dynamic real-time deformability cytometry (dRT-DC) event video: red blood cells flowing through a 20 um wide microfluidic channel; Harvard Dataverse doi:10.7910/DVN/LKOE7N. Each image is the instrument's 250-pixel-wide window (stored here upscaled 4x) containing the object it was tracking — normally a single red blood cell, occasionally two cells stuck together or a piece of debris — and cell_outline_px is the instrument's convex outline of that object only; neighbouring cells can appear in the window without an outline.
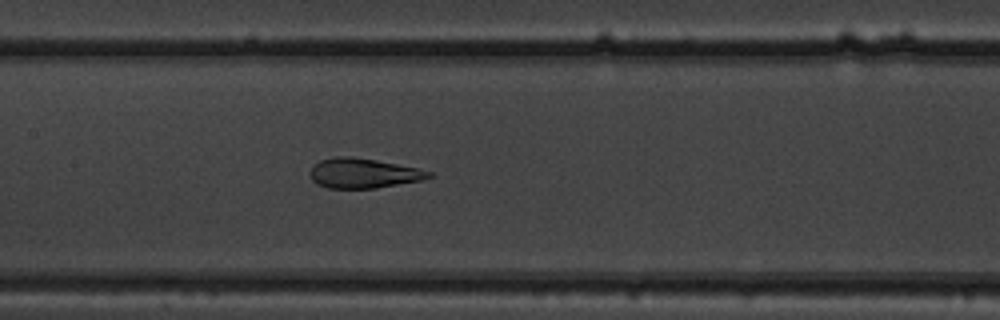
{"species": "common noctule bat (a hibernating species)", "species_latin": "Nyctalus noctula", "temperature_condition": "warm", "stored_images_in_passage": 36, "camera_frame_rate_fps": 3000, "um_per_image_px": 0.085, "animal": {"sex": "male", "body_mass_g": 19.5, "forearm_length_mm": 54.6}, "frame": {"image": 1, "passage_image": 15, "time_ms": 4.667, "image_size_px": [1000, 320], "cell_outline_px": [[432, 176], [424, 180], [376, 188], [328, 188], [316, 184], [312, 180], [308, 172], [312, 164], [320, 160], [336, 156], [352, 156], [376, 160], [416, 168], [432, 172]], "centroid_in_image_um": [30.83, 14.72], "position_along_channel_um": 176.6, "area_um2": 20.81}}
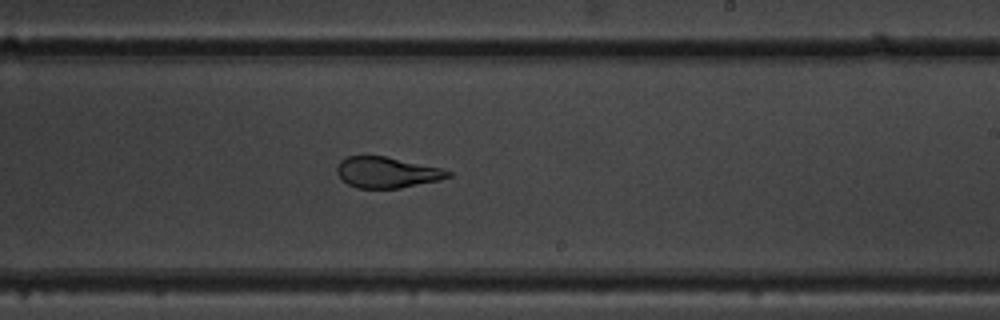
{"frame": {"image": 2, "passage_image": 21, "time_ms": 6.667, "image_size_px": [1000, 320], "cell_outline_px": [[452, 176], [440, 180], [400, 188], [356, 188], [348, 184], [336, 172], [336, 168], [340, 160], [344, 156], [384, 156], [440, 168], [452, 172]], "centroid_in_image_um": [32.87, 14.65], "position_along_channel_um": 256.1, "area_um2": 19.88}}
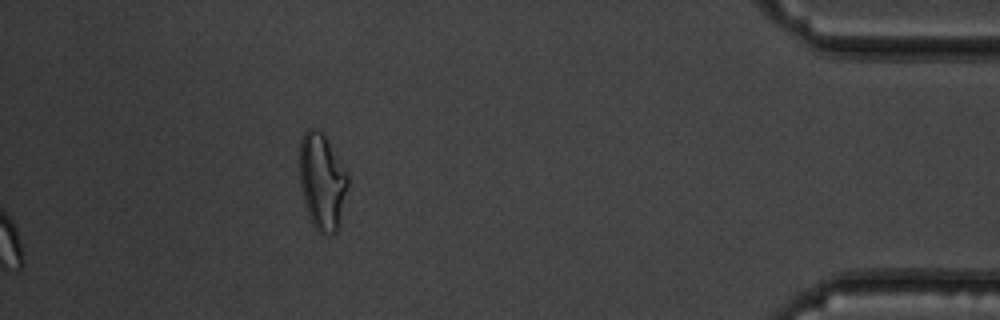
{"frame": {"image": 3, "passage_image": 36, "time_ms": 11.667, "image_size_px": [1000, 320], "cell_outline_px": [[348, 188], [340, 224], [336, 232], [320, 232], [312, 224], [308, 216], [304, 204], [300, 188], [300, 140], [304, 132], [308, 128], [316, 128], [324, 132], [348, 176]], "centroid_in_image_um": [27.37, 15.4], "position_along_channel_um": 407.8, "area_um2": 27.28}, "authors_computed_cell_mechanics": {"area_um2": 21.3282, "velocity_mm_per_s": 3.9895, "shape_relaxation_time_tau1_ms": 10.2695, "shape_relaxation_time_tau2_ms": 1.0796, "deformation_change_tau1": 0.2598, "deformation_change_tau2": 0.0771}}